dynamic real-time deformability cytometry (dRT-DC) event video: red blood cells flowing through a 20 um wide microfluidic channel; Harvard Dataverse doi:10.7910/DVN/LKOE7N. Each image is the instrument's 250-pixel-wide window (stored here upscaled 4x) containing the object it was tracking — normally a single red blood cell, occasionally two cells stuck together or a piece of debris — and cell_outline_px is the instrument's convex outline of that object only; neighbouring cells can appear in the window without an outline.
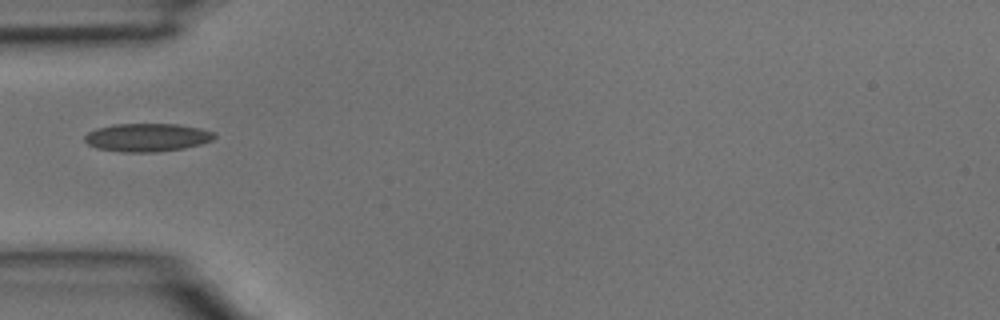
{"species": "common noctule bat (a hibernating species)", "species_latin": "Nyctalus noctula", "temperature_condition": "room temperature", "stored_images_in_passage": 1, "camera_frame_rate_fps": 3000, "um_per_image_px": 0.085, "animal": {"sex": "male", "body_mass_g": 15.6}, "frame": {"image": 1, "passage_image": 1, "time_ms": 0.0, "image_size_px": [1000, 320], "cell_outline_px": [[216, 136], [212, 140], [200, 144], [184, 148], [156, 152], [124, 152], [96, 148], [88, 144], [84, 140], [84, 136], [88, 132], [96, 128], [112, 124], [180, 124], [200, 128], [212, 132]], "centroid_in_image_um": [12.48, 11.68], "position_along_channel_um": 72.5, "area_um2": 21.33}}